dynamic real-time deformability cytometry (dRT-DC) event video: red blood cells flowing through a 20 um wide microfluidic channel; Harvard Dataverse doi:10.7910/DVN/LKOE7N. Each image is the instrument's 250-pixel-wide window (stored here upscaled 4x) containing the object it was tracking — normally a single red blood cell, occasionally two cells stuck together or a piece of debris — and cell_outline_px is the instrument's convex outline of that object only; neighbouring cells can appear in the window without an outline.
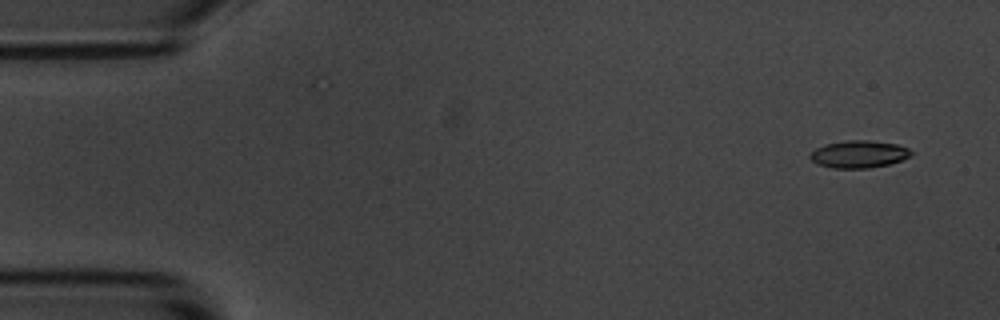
{"species": "common noctule bat (a hibernating species)", "species_latin": "Nyctalus noctula", "temperature_condition": "room temperature", "stored_images_in_passage": 10, "camera_frame_rate_fps": 3000, "um_per_image_px": 0.085, "animal": {"sex": "male", "body_mass_g": 20.1, "forearm_length_mm": 53.5}, "frame": {"image": 1, "passage_image": 1, "time_ms": 0.0, "image_size_px": [1000, 320], "cell_outline_px": [[912, 156], [888, 164], [868, 168], [832, 168], [816, 164], [808, 156], [816, 148], [824, 144], [848, 140], [868, 140], [896, 144], [908, 148], [912, 152]], "centroid_in_image_um": [72.98, 13.1], "position_along_channel_um": 12.0, "area_um2": 16.07}}
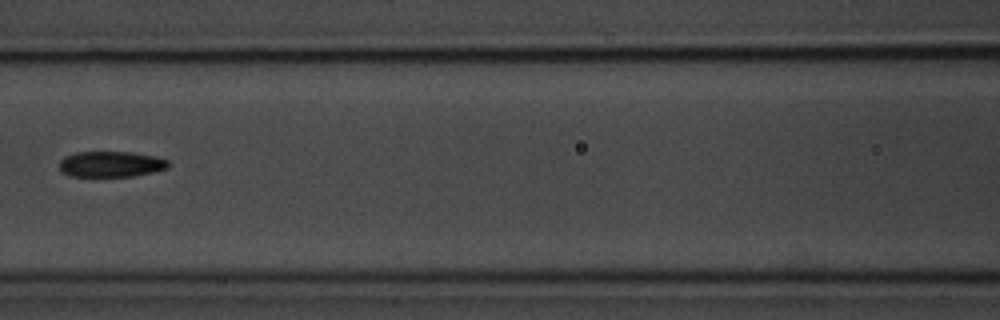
{"frame": {"image": 2, "passage_image": 7, "time_ms": 2.0, "image_size_px": [1000, 320], "cell_outline_px": [[168, 168], [152, 172], [132, 176], [68, 176], [60, 172], [60, 160], [64, 156], [76, 152], [132, 152], [152, 156], [168, 160]], "centroid_in_image_um": [9.38, 13.95], "position_along_channel_um": 157.2, "area_um2": 16.3}}
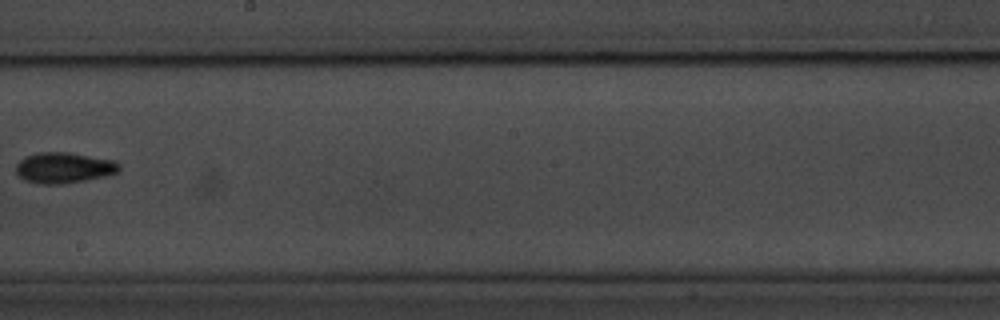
{"frame": {"image": 3, "passage_image": 9, "time_ms": 2.667, "image_size_px": [1000, 320], "cell_outline_px": [[120, 168], [116, 172], [104, 176], [84, 180], [60, 184], [40, 184], [24, 180], [16, 172], [16, 164], [24, 156], [40, 152], [68, 152], [116, 160], [120, 164]], "centroid_in_image_um": [5.42, 14.24], "position_along_channel_um": 242.8, "area_um2": 18.5}}